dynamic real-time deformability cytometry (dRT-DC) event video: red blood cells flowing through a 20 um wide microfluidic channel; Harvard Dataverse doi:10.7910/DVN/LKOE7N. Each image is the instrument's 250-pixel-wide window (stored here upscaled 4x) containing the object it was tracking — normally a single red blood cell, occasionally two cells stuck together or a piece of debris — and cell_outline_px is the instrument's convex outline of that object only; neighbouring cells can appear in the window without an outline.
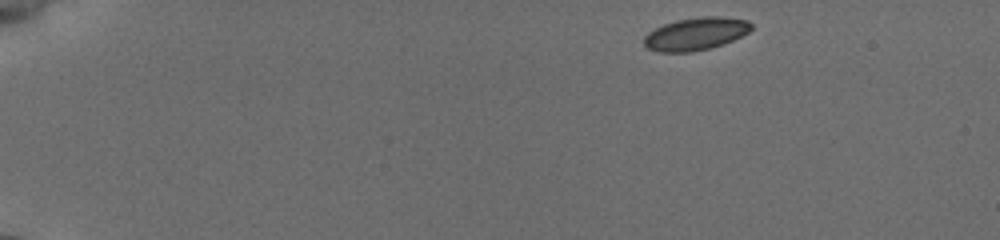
{"species": "common noctule bat (a hibernating species)", "species_latin": "Nyctalus noctula", "temperature_condition": "cold", "stored_images_in_passage": 26, "camera_frame_rate_fps": 3000, "um_per_image_px": 0.085, "animal": {"sex": "female", "body_mass_g": 19.5, "forearm_length_mm": 54.1}, "frame": {"image": 1, "passage_image": 1, "time_ms": 0.0, "image_size_px": [1000, 240], "cell_outline_px": [[752, 28], [748, 32], [724, 44], [692, 52], [660, 52], [648, 48], [644, 44], [644, 36], [648, 32], [664, 24], [676, 20], [700, 16], [720, 16], [748, 20], [752, 24]], "centroid_in_image_um": [59.14, 2.87], "position_along_channel_um": 25.9, "area_um2": 20.4}}
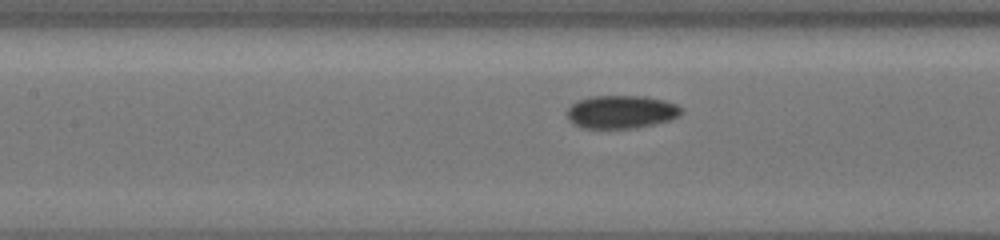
{"frame": {"image": 2, "passage_image": 12, "time_ms": 6.333, "image_size_px": [1000, 240], "cell_outline_px": [[684, 108], [676, 116], [668, 120], [652, 124], [628, 128], [584, 128], [576, 124], [568, 116], [568, 108], [576, 100], [592, 96], [648, 96], [664, 100], [676, 104]], "centroid_in_image_um": [52.81, 9.48], "position_along_channel_um": 154.6, "area_um2": 21.68}}
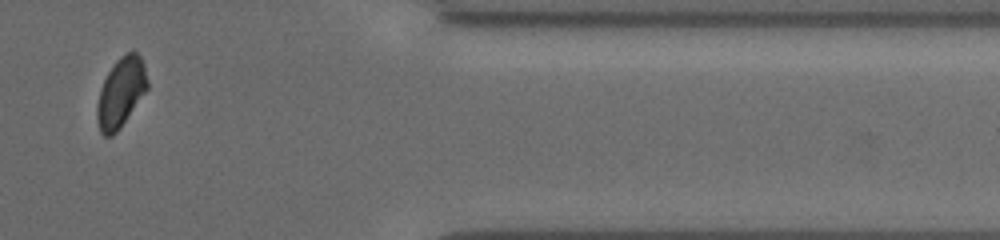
{"frame": {"image": 3, "passage_image": 22, "time_ms": 13.333, "image_size_px": [1000, 240], "cell_outline_px": [[148, 88], [120, 128], [112, 136], [104, 136], [100, 132], [96, 120], [96, 108], [100, 88], [108, 72], [116, 60], [124, 52], [132, 48], [140, 56], [148, 80]], "centroid_in_image_um": [10.26, 7.84], "position_along_channel_um": 401.1, "area_um2": 20.52}, "authors_computed_cell_mechanics": {"area_um2": 21.097, "velocity_mm_per_s": 3.83, "shape_relaxation_time_tau1_ms": 4.4226, "shape_relaxation_time_tau2_ms": 6.4559, "deformation_change_tau1": 0.0574, "deformation_change_tau2": 0.0742}}